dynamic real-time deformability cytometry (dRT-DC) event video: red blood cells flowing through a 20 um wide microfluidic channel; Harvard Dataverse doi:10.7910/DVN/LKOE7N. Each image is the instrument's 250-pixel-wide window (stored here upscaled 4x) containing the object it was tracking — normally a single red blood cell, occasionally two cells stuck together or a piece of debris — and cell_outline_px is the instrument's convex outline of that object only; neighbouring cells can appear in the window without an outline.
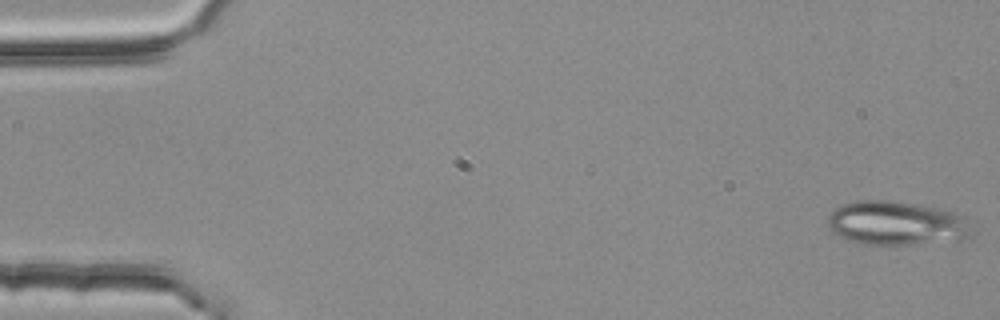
{"species": "common noctule bat (a hibernating species)", "species_latin": "Nyctalus noctula", "temperature_condition": "room temperature", "stored_images_in_passage": 5, "segment_of_instrument_passage": [2, 2], "camera_frame_rate_fps": 3000, "um_per_image_px": 0.085, "animal": {"sex": "female", "body_mass_g": 25.1}, "frame": {"image": 1, "passage_image": 5, "time_ms": 1.333, "image_size_px": [1000, 320], "cell_outline_px": [[972, 240], [912, 244], [864, 244], [840, 236], [832, 232], [828, 228], [828, 216], [840, 204], [856, 200], [892, 200], [944, 208], [956, 212], [964, 216], [972, 236]], "centroid_in_image_um": [76.25, 18.96], "position_along_channel_um": 8.7, "area_um2": 37.45}}